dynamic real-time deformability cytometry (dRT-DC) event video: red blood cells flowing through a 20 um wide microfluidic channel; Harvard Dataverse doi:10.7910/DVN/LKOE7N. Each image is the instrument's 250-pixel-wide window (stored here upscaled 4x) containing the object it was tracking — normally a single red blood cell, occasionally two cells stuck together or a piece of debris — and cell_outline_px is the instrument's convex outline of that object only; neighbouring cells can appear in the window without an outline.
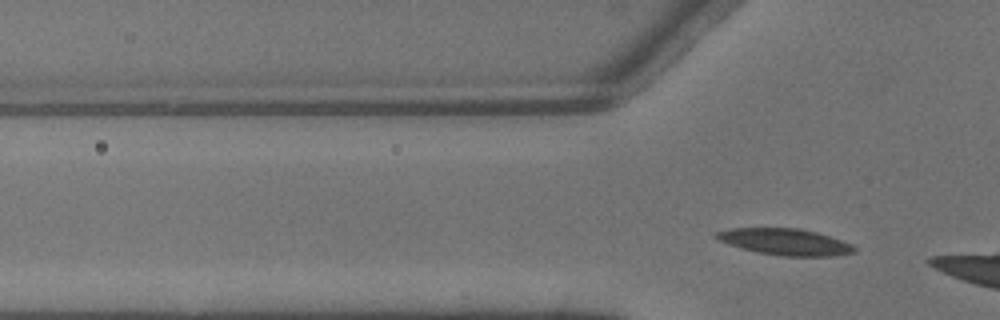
{"species": "common noctule bat (a hibernating species)", "species_latin": "Nyctalus noctula", "temperature_condition": "warm", "stored_images_in_passage": 5, "camera_frame_rate_fps": 3000, "um_per_image_px": 0.085, "animal": {"sex": "male", "body_mass_g": 13.3}, "frame": {"image": 1, "passage_image": 5, "time_ms": 1.333, "image_size_px": [1000, 320], "cell_outline_px": [[856, 252], [836, 256], [780, 256], [756, 252], [740, 248], [728, 244], [720, 240], [716, 236], [716, 232], [728, 228], [796, 228], [816, 232], [852, 244], [856, 248]], "centroid_in_image_um": [66.74, 20.56], "position_along_channel_um": 59.1, "area_um2": 21.21}}